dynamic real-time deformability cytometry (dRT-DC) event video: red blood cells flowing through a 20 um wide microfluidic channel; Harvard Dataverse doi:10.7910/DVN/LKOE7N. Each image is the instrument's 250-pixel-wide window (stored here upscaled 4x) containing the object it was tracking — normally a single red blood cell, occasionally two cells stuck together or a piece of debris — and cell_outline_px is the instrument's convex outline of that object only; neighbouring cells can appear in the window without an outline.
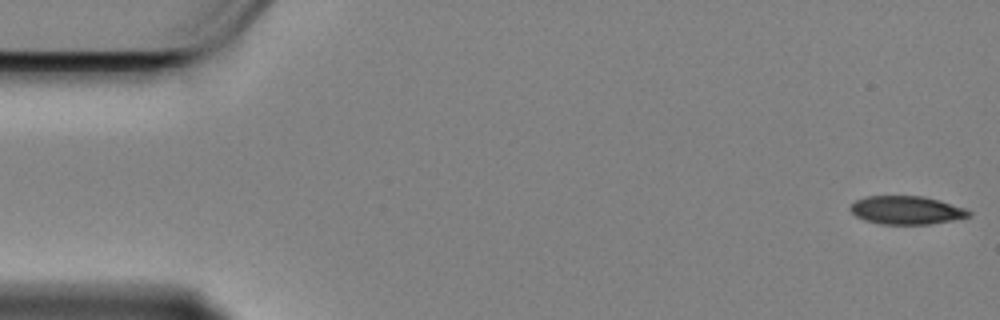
{"species": "Egyptian fruit bat (a non-hibernating species)", "species_latin": "Rousettus aegyptiacus", "temperature_condition": "cold", "stored_images_in_passage": 57, "camera_frame_rate_fps": 3000, "um_per_image_px": 0.085, "animal": {"sex": "female"}, "frame": {"image": 1, "passage_image": 1, "time_ms": 0.0, "image_size_px": [1000, 320], "cell_outline_px": [[972, 216], [952, 220], [928, 224], [880, 224], [864, 220], [856, 216], [848, 208], [856, 200], [868, 196], [924, 196], [940, 200], [964, 208], [972, 212]], "centroid_in_image_um": [77.05, 17.86], "position_along_channel_um": 7.9, "area_um2": 19.54}}
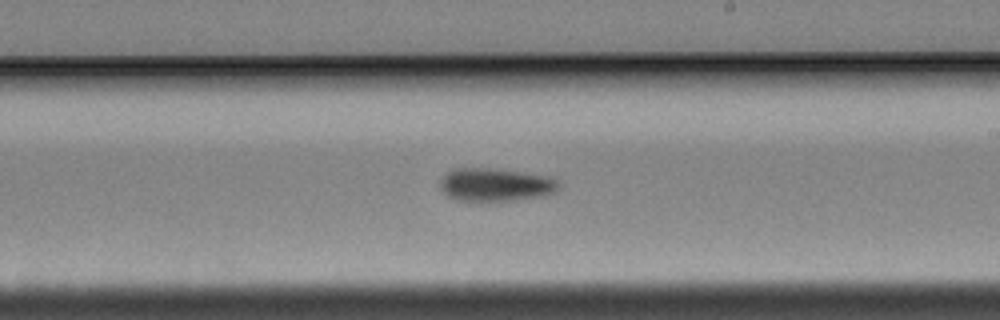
{"frame": {"image": 2, "passage_image": 33, "time_ms": 10.667, "image_size_px": [1000, 320], "cell_outline_px": [[560, 188], [556, 192], [540, 196], [508, 200], [456, 200], [448, 196], [440, 188], [440, 180], [452, 168], [488, 168], [524, 172], [548, 176], [556, 180], [560, 184]], "centroid_in_image_um": [42.12, 15.68], "position_along_channel_um": 246.9, "area_um2": 22.66}}
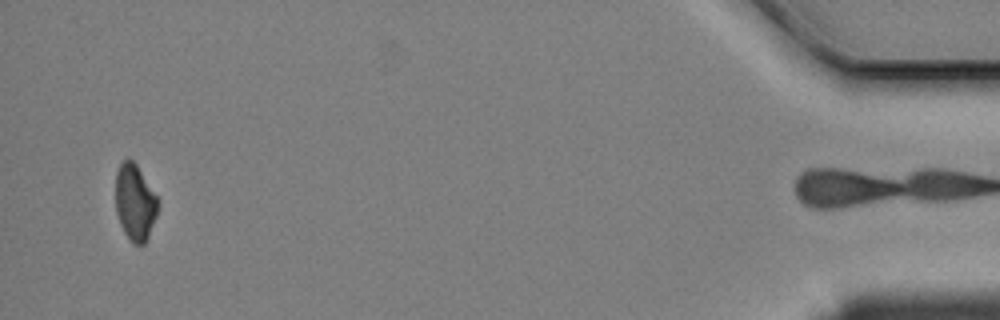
{"frame": {"image": 3, "passage_image": 56, "time_ms": 18.333, "image_size_px": [1000, 320], "cell_outline_px": [[160, 204], [156, 216], [148, 236], [144, 244], [132, 244], [124, 232], [120, 224], [116, 212], [116, 172], [120, 164], [128, 156], [136, 164], [160, 200]], "centroid_in_image_um": [11.48, 17.19], "position_along_channel_um": 423.7, "area_um2": 18.96}, "authors_computed_cell_mechanics": {"area_um2": 21.7906, "velocity_mm_per_s": 3.4015, "shape_relaxation_time_tau1_ms": 5.1963, "shape_relaxation_time_tau2_ms": null, "deformation_change_tau1": 0.116, "deformation_change_tau2": null}}